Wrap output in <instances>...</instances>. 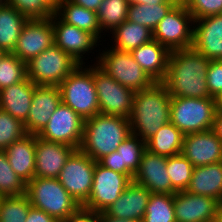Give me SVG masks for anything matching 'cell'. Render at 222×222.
Segmentation results:
<instances>
[{"mask_svg":"<svg viewBox=\"0 0 222 222\" xmlns=\"http://www.w3.org/2000/svg\"><path fill=\"white\" fill-rule=\"evenodd\" d=\"M151 192L133 180L120 197L103 212L114 218L142 222Z\"/></svg>","mask_w":222,"mask_h":222,"instance_id":"cell-23","label":"cell"},{"mask_svg":"<svg viewBox=\"0 0 222 222\" xmlns=\"http://www.w3.org/2000/svg\"><path fill=\"white\" fill-rule=\"evenodd\" d=\"M5 3V0H0V6Z\"/></svg>","mask_w":222,"mask_h":222,"instance_id":"cell-52","label":"cell"},{"mask_svg":"<svg viewBox=\"0 0 222 222\" xmlns=\"http://www.w3.org/2000/svg\"><path fill=\"white\" fill-rule=\"evenodd\" d=\"M61 102L58 86L37 85L32 96L29 115L24 122L27 134L38 135Z\"/></svg>","mask_w":222,"mask_h":222,"instance_id":"cell-18","label":"cell"},{"mask_svg":"<svg viewBox=\"0 0 222 222\" xmlns=\"http://www.w3.org/2000/svg\"><path fill=\"white\" fill-rule=\"evenodd\" d=\"M166 168L172 188L176 192L186 191L194 169L192 163L180 153L167 157Z\"/></svg>","mask_w":222,"mask_h":222,"instance_id":"cell-35","label":"cell"},{"mask_svg":"<svg viewBox=\"0 0 222 222\" xmlns=\"http://www.w3.org/2000/svg\"><path fill=\"white\" fill-rule=\"evenodd\" d=\"M4 53H5V52L0 49V59H1V57L3 56Z\"/></svg>","mask_w":222,"mask_h":222,"instance_id":"cell-51","label":"cell"},{"mask_svg":"<svg viewBox=\"0 0 222 222\" xmlns=\"http://www.w3.org/2000/svg\"><path fill=\"white\" fill-rule=\"evenodd\" d=\"M179 0H168L166 3L155 4H130L127 20L150 29L152 32L158 23L169 13Z\"/></svg>","mask_w":222,"mask_h":222,"instance_id":"cell-32","label":"cell"},{"mask_svg":"<svg viewBox=\"0 0 222 222\" xmlns=\"http://www.w3.org/2000/svg\"><path fill=\"white\" fill-rule=\"evenodd\" d=\"M219 201L188 191L174 194L176 222H214L217 220Z\"/></svg>","mask_w":222,"mask_h":222,"instance_id":"cell-16","label":"cell"},{"mask_svg":"<svg viewBox=\"0 0 222 222\" xmlns=\"http://www.w3.org/2000/svg\"><path fill=\"white\" fill-rule=\"evenodd\" d=\"M131 180L122 173L95 163L91 192L82 205L96 212H103L124 192Z\"/></svg>","mask_w":222,"mask_h":222,"instance_id":"cell-12","label":"cell"},{"mask_svg":"<svg viewBox=\"0 0 222 222\" xmlns=\"http://www.w3.org/2000/svg\"><path fill=\"white\" fill-rule=\"evenodd\" d=\"M26 77V63L13 53H4L0 59V90L23 81Z\"/></svg>","mask_w":222,"mask_h":222,"instance_id":"cell-38","label":"cell"},{"mask_svg":"<svg viewBox=\"0 0 222 222\" xmlns=\"http://www.w3.org/2000/svg\"><path fill=\"white\" fill-rule=\"evenodd\" d=\"M170 122L184 135L212 129L215 98L171 97Z\"/></svg>","mask_w":222,"mask_h":222,"instance_id":"cell-6","label":"cell"},{"mask_svg":"<svg viewBox=\"0 0 222 222\" xmlns=\"http://www.w3.org/2000/svg\"><path fill=\"white\" fill-rule=\"evenodd\" d=\"M186 191L222 202V161L194 167Z\"/></svg>","mask_w":222,"mask_h":222,"instance_id":"cell-27","label":"cell"},{"mask_svg":"<svg viewBox=\"0 0 222 222\" xmlns=\"http://www.w3.org/2000/svg\"><path fill=\"white\" fill-rule=\"evenodd\" d=\"M55 14L66 24L76 26L79 29L93 34L102 41L101 27L97 13L77 5L69 0H61L55 8Z\"/></svg>","mask_w":222,"mask_h":222,"instance_id":"cell-28","label":"cell"},{"mask_svg":"<svg viewBox=\"0 0 222 222\" xmlns=\"http://www.w3.org/2000/svg\"><path fill=\"white\" fill-rule=\"evenodd\" d=\"M145 150L146 142L131 133L116 151L104 156L98 163L107 169L125 174L132 181Z\"/></svg>","mask_w":222,"mask_h":222,"instance_id":"cell-21","label":"cell"},{"mask_svg":"<svg viewBox=\"0 0 222 222\" xmlns=\"http://www.w3.org/2000/svg\"><path fill=\"white\" fill-rule=\"evenodd\" d=\"M217 221L222 222V202H219L218 213H217Z\"/></svg>","mask_w":222,"mask_h":222,"instance_id":"cell-50","label":"cell"},{"mask_svg":"<svg viewBox=\"0 0 222 222\" xmlns=\"http://www.w3.org/2000/svg\"><path fill=\"white\" fill-rule=\"evenodd\" d=\"M69 1L77 5H80L81 7H84L88 10H92L94 12H97L100 4L102 3V0H69Z\"/></svg>","mask_w":222,"mask_h":222,"instance_id":"cell-45","label":"cell"},{"mask_svg":"<svg viewBox=\"0 0 222 222\" xmlns=\"http://www.w3.org/2000/svg\"><path fill=\"white\" fill-rule=\"evenodd\" d=\"M54 44V31L51 18L28 20L20 33L12 52L27 63Z\"/></svg>","mask_w":222,"mask_h":222,"instance_id":"cell-15","label":"cell"},{"mask_svg":"<svg viewBox=\"0 0 222 222\" xmlns=\"http://www.w3.org/2000/svg\"><path fill=\"white\" fill-rule=\"evenodd\" d=\"M93 79L99 103V113L129 118L133 109L135 92L110 77L96 63Z\"/></svg>","mask_w":222,"mask_h":222,"instance_id":"cell-10","label":"cell"},{"mask_svg":"<svg viewBox=\"0 0 222 222\" xmlns=\"http://www.w3.org/2000/svg\"><path fill=\"white\" fill-rule=\"evenodd\" d=\"M181 154L194 167L222 161V142L212 130L184 135Z\"/></svg>","mask_w":222,"mask_h":222,"instance_id":"cell-17","label":"cell"},{"mask_svg":"<svg viewBox=\"0 0 222 222\" xmlns=\"http://www.w3.org/2000/svg\"><path fill=\"white\" fill-rule=\"evenodd\" d=\"M129 4H163L166 3L168 0H127Z\"/></svg>","mask_w":222,"mask_h":222,"instance_id":"cell-48","label":"cell"},{"mask_svg":"<svg viewBox=\"0 0 222 222\" xmlns=\"http://www.w3.org/2000/svg\"><path fill=\"white\" fill-rule=\"evenodd\" d=\"M27 134L24 123L0 109V150Z\"/></svg>","mask_w":222,"mask_h":222,"instance_id":"cell-40","label":"cell"},{"mask_svg":"<svg viewBox=\"0 0 222 222\" xmlns=\"http://www.w3.org/2000/svg\"><path fill=\"white\" fill-rule=\"evenodd\" d=\"M26 194V183L11 168L4 150H0V197Z\"/></svg>","mask_w":222,"mask_h":222,"instance_id":"cell-37","label":"cell"},{"mask_svg":"<svg viewBox=\"0 0 222 222\" xmlns=\"http://www.w3.org/2000/svg\"><path fill=\"white\" fill-rule=\"evenodd\" d=\"M98 222H138L137 220H129L122 218H114L106 215L104 212H99V221Z\"/></svg>","mask_w":222,"mask_h":222,"instance_id":"cell-47","label":"cell"},{"mask_svg":"<svg viewBox=\"0 0 222 222\" xmlns=\"http://www.w3.org/2000/svg\"><path fill=\"white\" fill-rule=\"evenodd\" d=\"M166 163L167 157L151 153L146 149L133 181L146 187L151 193L175 194Z\"/></svg>","mask_w":222,"mask_h":222,"instance_id":"cell-19","label":"cell"},{"mask_svg":"<svg viewBox=\"0 0 222 222\" xmlns=\"http://www.w3.org/2000/svg\"><path fill=\"white\" fill-rule=\"evenodd\" d=\"M95 57L96 64L110 77L124 87L141 91L152 86L155 81L134 60L131 52L120 51L110 46Z\"/></svg>","mask_w":222,"mask_h":222,"instance_id":"cell-7","label":"cell"},{"mask_svg":"<svg viewBox=\"0 0 222 222\" xmlns=\"http://www.w3.org/2000/svg\"><path fill=\"white\" fill-rule=\"evenodd\" d=\"M25 222H58V221L49 214H47L46 212L31 206Z\"/></svg>","mask_w":222,"mask_h":222,"instance_id":"cell-44","label":"cell"},{"mask_svg":"<svg viewBox=\"0 0 222 222\" xmlns=\"http://www.w3.org/2000/svg\"><path fill=\"white\" fill-rule=\"evenodd\" d=\"M96 161L75 150L67 159L57 179L68 193L83 205L91 192Z\"/></svg>","mask_w":222,"mask_h":222,"instance_id":"cell-11","label":"cell"},{"mask_svg":"<svg viewBox=\"0 0 222 222\" xmlns=\"http://www.w3.org/2000/svg\"><path fill=\"white\" fill-rule=\"evenodd\" d=\"M171 96L162 82L135 91L133 109L129 117L131 133L145 142L170 121Z\"/></svg>","mask_w":222,"mask_h":222,"instance_id":"cell-2","label":"cell"},{"mask_svg":"<svg viewBox=\"0 0 222 222\" xmlns=\"http://www.w3.org/2000/svg\"><path fill=\"white\" fill-rule=\"evenodd\" d=\"M192 48L209 60H222V14L194 20Z\"/></svg>","mask_w":222,"mask_h":222,"instance_id":"cell-22","label":"cell"},{"mask_svg":"<svg viewBox=\"0 0 222 222\" xmlns=\"http://www.w3.org/2000/svg\"><path fill=\"white\" fill-rule=\"evenodd\" d=\"M79 65L53 44L26 63L27 77L36 85L59 86Z\"/></svg>","mask_w":222,"mask_h":222,"instance_id":"cell-8","label":"cell"},{"mask_svg":"<svg viewBox=\"0 0 222 222\" xmlns=\"http://www.w3.org/2000/svg\"><path fill=\"white\" fill-rule=\"evenodd\" d=\"M194 19L182 1H179L158 23L153 39L170 51L187 49L193 43Z\"/></svg>","mask_w":222,"mask_h":222,"instance_id":"cell-9","label":"cell"},{"mask_svg":"<svg viewBox=\"0 0 222 222\" xmlns=\"http://www.w3.org/2000/svg\"><path fill=\"white\" fill-rule=\"evenodd\" d=\"M36 135L26 134L4 152L14 172L27 184L34 178Z\"/></svg>","mask_w":222,"mask_h":222,"instance_id":"cell-26","label":"cell"},{"mask_svg":"<svg viewBox=\"0 0 222 222\" xmlns=\"http://www.w3.org/2000/svg\"><path fill=\"white\" fill-rule=\"evenodd\" d=\"M211 130L222 142V112L216 111Z\"/></svg>","mask_w":222,"mask_h":222,"instance_id":"cell-46","label":"cell"},{"mask_svg":"<svg viewBox=\"0 0 222 222\" xmlns=\"http://www.w3.org/2000/svg\"><path fill=\"white\" fill-rule=\"evenodd\" d=\"M83 126L84 120L61 102L37 136L46 141L70 145L78 150L82 142Z\"/></svg>","mask_w":222,"mask_h":222,"instance_id":"cell-13","label":"cell"},{"mask_svg":"<svg viewBox=\"0 0 222 222\" xmlns=\"http://www.w3.org/2000/svg\"><path fill=\"white\" fill-rule=\"evenodd\" d=\"M75 150L70 145L46 141L36 135L34 177L57 178Z\"/></svg>","mask_w":222,"mask_h":222,"instance_id":"cell-20","label":"cell"},{"mask_svg":"<svg viewBox=\"0 0 222 222\" xmlns=\"http://www.w3.org/2000/svg\"><path fill=\"white\" fill-rule=\"evenodd\" d=\"M206 77L209 94L215 98L222 93V60H210Z\"/></svg>","mask_w":222,"mask_h":222,"instance_id":"cell-42","label":"cell"},{"mask_svg":"<svg viewBox=\"0 0 222 222\" xmlns=\"http://www.w3.org/2000/svg\"><path fill=\"white\" fill-rule=\"evenodd\" d=\"M194 20L222 14V0H183Z\"/></svg>","mask_w":222,"mask_h":222,"instance_id":"cell-41","label":"cell"},{"mask_svg":"<svg viewBox=\"0 0 222 222\" xmlns=\"http://www.w3.org/2000/svg\"><path fill=\"white\" fill-rule=\"evenodd\" d=\"M36 86L26 77L23 81L0 90V109L24 123L29 115Z\"/></svg>","mask_w":222,"mask_h":222,"instance_id":"cell-24","label":"cell"},{"mask_svg":"<svg viewBox=\"0 0 222 222\" xmlns=\"http://www.w3.org/2000/svg\"><path fill=\"white\" fill-rule=\"evenodd\" d=\"M170 50L152 39L131 51L134 60L155 81L162 82L165 79Z\"/></svg>","mask_w":222,"mask_h":222,"instance_id":"cell-25","label":"cell"},{"mask_svg":"<svg viewBox=\"0 0 222 222\" xmlns=\"http://www.w3.org/2000/svg\"><path fill=\"white\" fill-rule=\"evenodd\" d=\"M99 212L80 205L63 222H98Z\"/></svg>","mask_w":222,"mask_h":222,"instance_id":"cell-43","label":"cell"},{"mask_svg":"<svg viewBox=\"0 0 222 222\" xmlns=\"http://www.w3.org/2000/svg\"><path fill=\"white\" fill-rule=\"evenodd\" d=\"M110 34L113 36L110 37L111 40H114V46L111 44L112 48L127 52H131L153 39V32L150 29L128 20L124 21Z\"/></svg>","mask_w":222,"mask_h":222,"instance_id":"cell-30","label":"cell"},{"mask_svg":"<svg viewBox=\"0 0 222 222\" xmlns=\"http://www.w3.org/2000/svg\"><path fill=\"white\" fill-rule=\"evenodd\" d=\"M216 111L222 112V93L215 97Z\"/></svg>","mask_w":222,"mask_h":222,"instance_id":"cell-49","label":"cell"},{"mask_svg":"<svg viewBox=\"0 0 222 222\" xmlns=\"http://www.w3.org/2000/svg\"><path fill=\"white\" fill-rule=\"evenodd\" d=\"M130 134L129 118L98 113L84 120L79 150L98 162L116 151Z\"/></svg>","mask_w":222,"mask_h":222,"instance_id":"cell-3","label":"cell"},{"mask_svg":"<svg viewBox=\"0 0 222 222\" xmlns=\"http://www.w3.org/2000/svg\"><path fill=\"white\" fill-rule=\"evenodd\" d=\"M210 60L195 49L172 50L162 81L171 97L212 98L207 88Z\"/></svg>","mask_w":222,"mask_h":222,"instance_id":"cell-1","label":"cell"},{"mask_svg":"<svg viewBox=\"0 0 222 222\" xmlns=\"http://www.w3.org/2000/svg\"><path fill=\"white\" fill-rule=\"evenodd\" d=\"M30 207L26 194L0 197V222H25Z\"/></svg>","mask_w":222,"mask_h":222,"instance_id":"cell-39","label":"cell"},{"mask_svg":"<svg viewBox=\"0 0 222 222\" xmlns=\"http://www.w3.org/2000/svg\"><path fill=\"white\" fill-rule=\"evenodd\" d=\"M129 5L127 0H102L96 13L103 34L111 33L127 20Z\"/></svg>","mask_w":222,"mask_h":222,"instance_id":"cell-33","label":"cell"},{"mask_svg":"<svg viewBox=\"0 0 222 222\" xmlns=\"http://www.w3.org/2000/svg\"><path fill=\"white\" fill-rule=\"evenodd\" d=\"M28 19L9 4L0 6V49L12 53Z\"/></svg>","mask_w":222,"mask_h":222,"instance_id":"cell-29","label":"cell"},{"mask_svg":"<svg viewBox=\"0 0 222 222\" xmlns=\"http://www.w3.org/2000/svg\"><path fill=\"white\" fill-rule=\"evenodd\" d=\"M26 195L31 206L46 212L58 222H63L80 206L57 178L34 177L26 184Z\"/></svg>","mask_w":222,"mask_h":222,"instance_id":"cell-4","label":"cell"},{"mask_svg":"<svg viewBox=\"0 0 222 222\" xmlns=\"http://www.w3.org/2000/svg\"><path fill=\"white\" fill-rule=\"evenodd\" d=\"M61 0H5L28 20L48 19L55 14V8Z\"/></svg>","mask_w":222,"mask_h":222,"instance_id":"cell-36","label":"cell"},{"mask_svg":"<svg viewBox=\"0 0 222 222\" xmlns=\"http://www.w3.org/2000/svg\"><path fill=\"white\" fill-rule=\"evenodd\" d=\"M54 31V44L69 54L77 63L86 64L83 60L102 45L100 41L91 33L66 24L56 14L51 17ZM98 43V44H97ZM98 45V46H97ZM95 47V48H94Z\"/></svg>","mask_w":222,"mask_h":222,"instance_id":"cell-14","label":"cell"},{"mask_svg":"<svg viewBox=\"0 0 222 222\" xmlns=\"http://www.w3.org/2000/svg\"><path fill=\"white\" fill-rule=\"evenodd\" d=\"M58 87L62 103L73 109L83 120L99 113L93 64H80Z\"/></svg>","mask_w":222,"mask_h":222,"instance_id":"cell-5","label":"cell"},{"mask_svg":"<svg viewBox=\"0 0 222 222\" xmlns=\"http://www.w3.org/2000/svg\"><path fill=\"white\" fill-rule=\"evenodd\" d=\"M184 134L170 121L146 141V149L160 156L170 157L182 151Z\"/></svg>","mask_w":222,"mask_h":222,"instance_id":"cell-31","label":"cell"},{"mask_svg":"<svg viewBox=\"0 0 222 222\" xmlns=\"http://www.w3.org/2000/svg\"><path fill=\"white\" fill-rule=\"evenodd\" d=\"M142 222H176L174 194L151 193Z\"/></svg>","mask_w":222,"mask_h":222,"instance_id":"cell-34","label":"cell"}]
</instances>
